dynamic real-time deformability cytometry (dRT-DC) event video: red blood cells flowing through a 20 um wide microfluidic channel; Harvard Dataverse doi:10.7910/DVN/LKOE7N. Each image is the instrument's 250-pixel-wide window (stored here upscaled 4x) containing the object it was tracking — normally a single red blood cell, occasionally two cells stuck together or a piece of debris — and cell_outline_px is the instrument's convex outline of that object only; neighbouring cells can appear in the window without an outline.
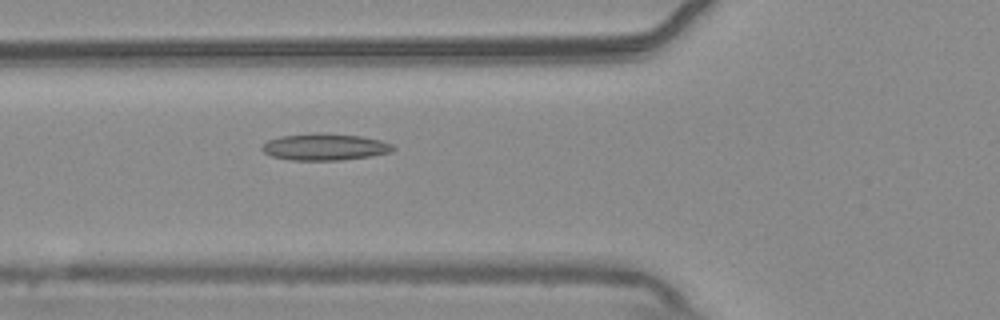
{"species": "common noctule bat (a hibernating species)", "species_latin": "Nyctalus noctula", "temperature_condition": "warm", "stored_images_in_passage": 34, "camera_frame_rate_fps": 3000, "um_per_image_px": 0.085, "animal": {"sex": "male", "body_mass_g": 20.4}, "frame": {"image": 1, "passage_image": 6, "time_ms": 1.667, "image_size_px": [1000, 320], "cell_outline_px": [[396, 148], [392, 152], [368, 156], [340, 160], [292, 160], [272, 156], [264, 152], [260, 148], [260, 144], [268, 140], [280, 136], [316, 132], [320, 132], [360, 136], [380, 140], [392, 144]], "centroid_in_image_um": [27.57, 12.47], "position_along_channel_um": 98.2, "area_um2": 20.52}}
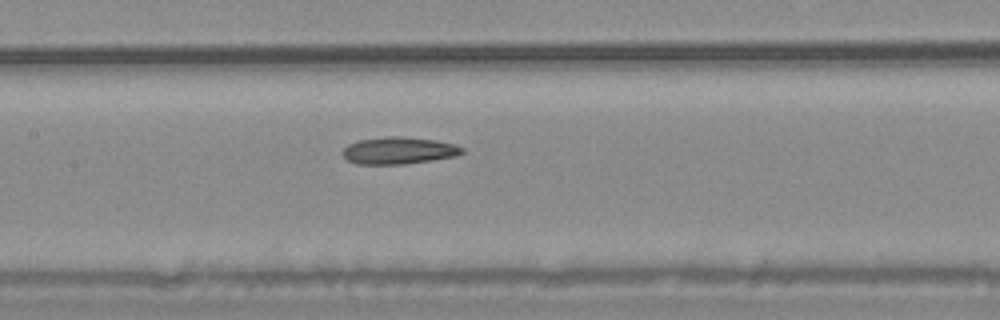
{"frame": {"image": 2, "passage_image": 12, "time_ms": 3.667, "image_size_px": [1000, 320], "cell_outline_px": [[464, 152], [456, 156], [432, 160], [404, 164], [356, 164], [348, 160], [340, 152], [348, 144], [356, 140], [388, 136], [396, 136], [436, 140], [456, 144], [464, 148]], "centroid_in_image_um": [33.88, 12.79], "position_along_channel_um": 173.5, "area_um2": 18.96}}
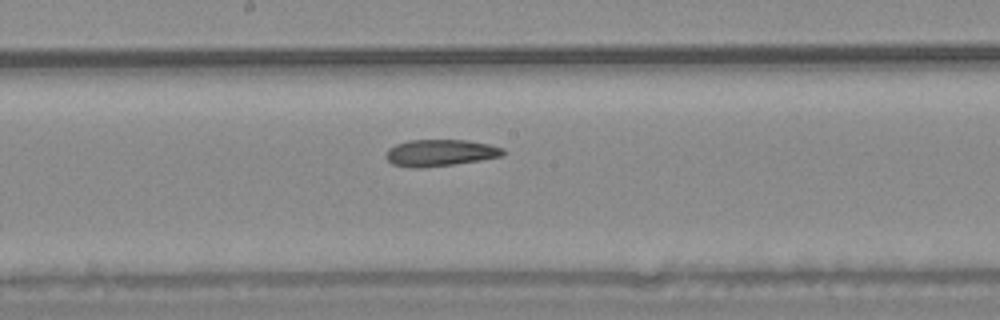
{"frame": {"image": 3, "passage_image": 15, "time_ms": 4.667, "image_size_px": [1000, 320], "cell_outline_px": [[504, 156], [480, 160], [424, 168], [412, 168], [392, 164], [384, 156], [388, 148], [396, 144], [408, 140], [468, 140], [488, 144], [504, 148]], "centroid_in_image_um": [37.39, 12.99], "position_along_channel_um": 210.8, "area_um2": 18.32}}